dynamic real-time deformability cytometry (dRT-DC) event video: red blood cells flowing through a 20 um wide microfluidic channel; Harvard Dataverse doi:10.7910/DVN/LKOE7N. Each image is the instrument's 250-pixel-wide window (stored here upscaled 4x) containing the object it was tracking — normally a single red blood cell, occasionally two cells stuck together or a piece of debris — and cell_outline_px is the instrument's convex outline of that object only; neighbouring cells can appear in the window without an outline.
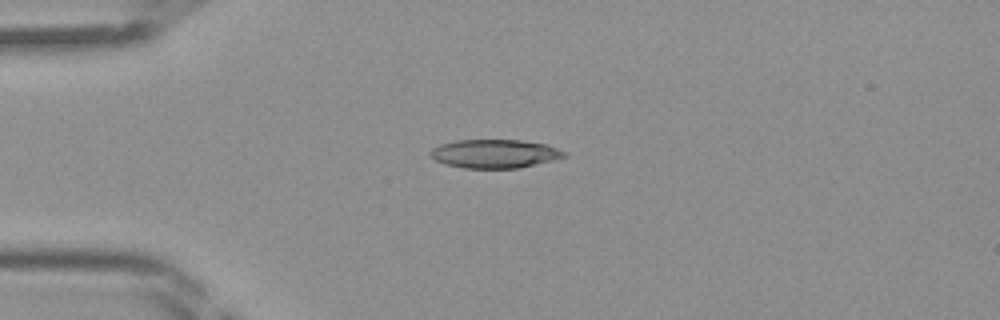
{"species": "Egyptian fruit bat (a non-hibernating species)", "species_latin": "Rousettus aegyptiacus", "temperature_condition": "room temperature", "stored_images_in_passage": 34, "camera_frame_rate_fps": 3000, "um_per_image_px": 0.085, "frame": {"image": 1, "passage_image": 1, "time_ms": 0.0, "image_size_px": [1000, 320], "cell_outline_px": [[568, 156], [556, 160], [520, 168], [464, 168], [444, 164], [436, 160], [428, 152], [432, 148], [440, 144], [456, 140], [520, 140], [548, 144], [564, 152]], "centroid_in_image_um": [42.07, 13.07], "position_along_channel_um": 42.9, "area_um2": 22.48}}
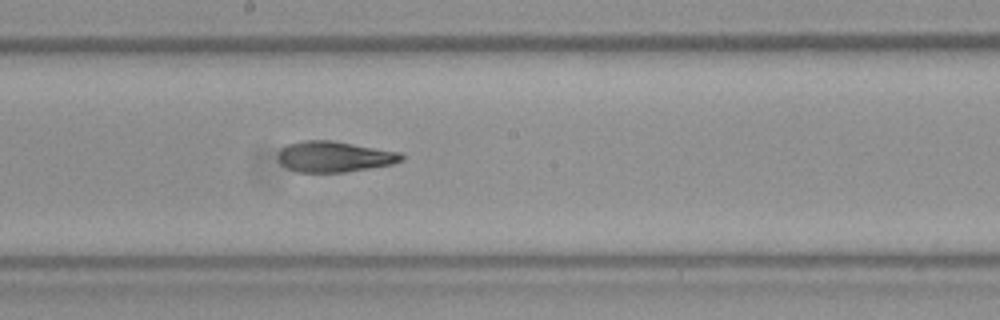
{"frame": {"image": 2, "passage_image": 14, "time_ms": 4.333, "image_size_px": [1000, 320], "cell_outline_px": [[404, 160], [392, 164], [344, 172], [296, 172], [280, 164], [276, 156], [280, 148], [288, 144], [304, 140], [332, 140], [400, 152], [404, 156]], "centroid_in_image_um": [28.38, 13.31], "position_along_channel_um": 219.8, "area_um2": 22.25}}
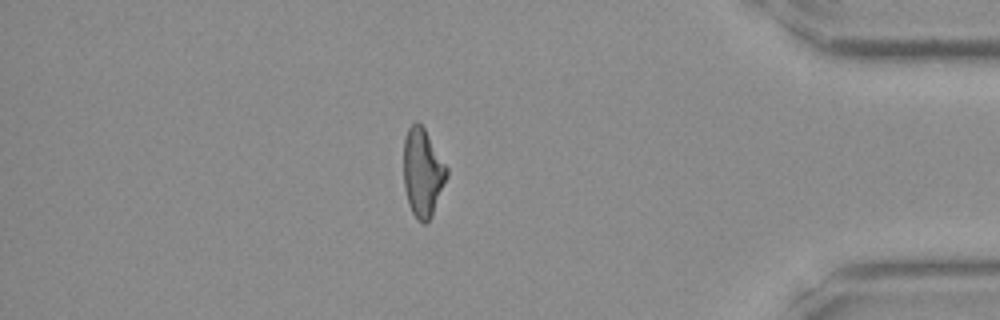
{"frame": {"image": 3, "passage_image": 28, "time_ms": 9.0, "image_size_px": [1000, 320], "cell_outline_px": [[448, 176], [432, 216], [424, 224], [412, 212], [408, 204], [404, 188], [404, 140], [408, 128], [416, 120], [424, 128], [448, 168]], "centroid_in_image_um": [35.93, 14.66], "position_along_channel_um": 399.3, "area_um2": 22.08}}